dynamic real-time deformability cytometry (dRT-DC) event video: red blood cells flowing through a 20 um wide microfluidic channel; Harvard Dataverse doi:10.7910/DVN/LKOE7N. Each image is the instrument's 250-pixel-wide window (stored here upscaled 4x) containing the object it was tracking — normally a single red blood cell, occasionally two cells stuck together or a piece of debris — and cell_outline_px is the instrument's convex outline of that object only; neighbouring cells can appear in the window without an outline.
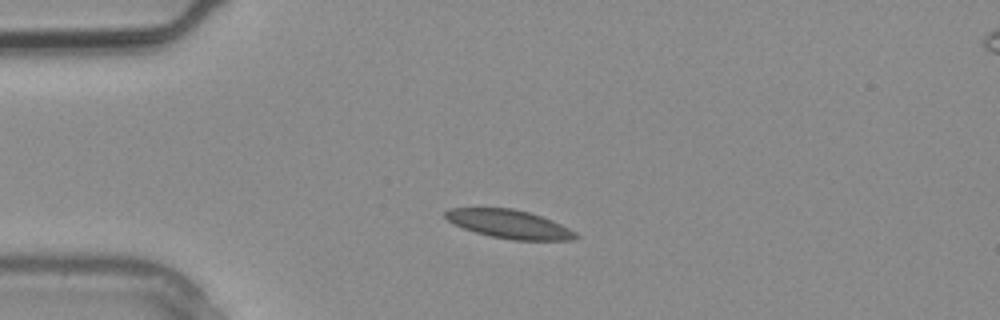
{"species": "common noctule bat (a hibernating species)", "species_latin": "Nyctalus noctula", "temperature_condition": "warm", "stored_images_in_passage": 2, "camera_frame_rate_fps": 3000, "um_per_image_px": 0.085, "animal": {"sex": "male", "body_mass_g": 20.4}, "frame": {"image": 1, "passage_image": 1, "time_ms": 0.0, "image_size_px": [1000, 320], "cell_outline_px": [[580, 236], [572, 240], [512, 240], [492, 236], [476, 232], [452, 224], [444, 216], [444, 212], [448, 208], [512, 208], [528, 212], [552, 220], [576, 232]], "centroid_in_image_um": [43.27, 19.05], "position_along_channel_um": 41.7, "area_um2": 21.56}}